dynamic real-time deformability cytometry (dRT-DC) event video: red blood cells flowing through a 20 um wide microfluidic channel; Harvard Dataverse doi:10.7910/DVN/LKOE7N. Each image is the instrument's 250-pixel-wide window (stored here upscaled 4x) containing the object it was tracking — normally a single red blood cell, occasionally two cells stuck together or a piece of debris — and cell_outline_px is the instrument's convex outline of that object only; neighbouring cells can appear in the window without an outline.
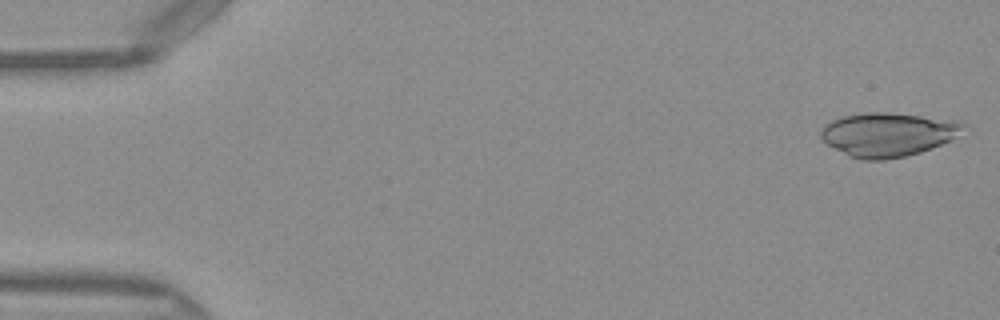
{"species": "Egyptian fruit bat (a non-hibernating species)", "species_latin": "Rousettus aegyptiacus", "temperature_condition": "warm", "stored_images_in_passage": 7, "camera_frame_rate_fps": 3000, "um_per_image_px": 0.085, "frame": {"image": 1, "passage_image": 1, "time_ms": 0.0, "image_size_px": [1000, 320], "cell_outline_px": [[968, 124], [948, 140], [932, 148], [920, 152], [904, 156], [884, 160], [860, 160], [848, 156], [828, 144], [820, 136], [820, 132], [824, 124], [832, 120], [844, 116], [868, 112], [888, 112], [960, 120]], "centroid_in_image_um": [75.45, 11.42], "position_along_channel_um": 9.6, "area_um2": 36.24}}